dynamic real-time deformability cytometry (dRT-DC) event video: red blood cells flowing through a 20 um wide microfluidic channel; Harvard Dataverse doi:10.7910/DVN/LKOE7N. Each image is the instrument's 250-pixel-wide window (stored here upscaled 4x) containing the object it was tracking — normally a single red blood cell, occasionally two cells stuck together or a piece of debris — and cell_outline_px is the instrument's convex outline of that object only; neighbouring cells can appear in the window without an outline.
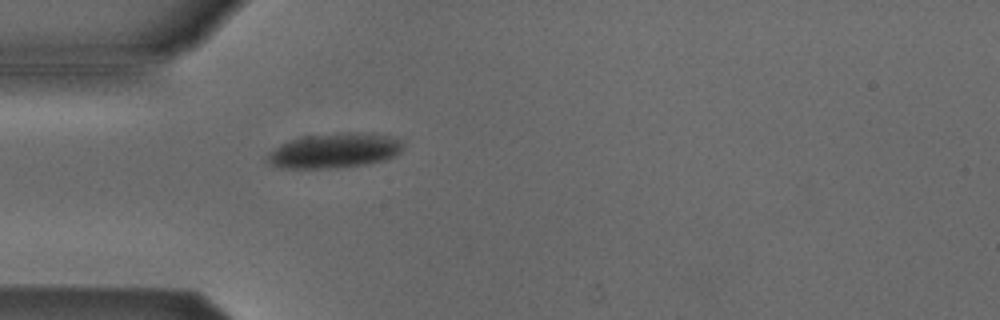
{"species": "Egyptian fruit bat (a non-hibernating species)", "species_latin": "Rousettus aegyptiacus", "temperature_condition": "cold", "stored_images_in_passage": 1, "camera_frame_rate_fps": 3000, "um_per_image_px": 0.085, "animal": {"sex": "male"}, "frame": {"image": 1, "passage_image": 1, "time_ms": 0.0, "image_size_px": [1000, 320], "cell_outline_px": [[404, 148], [400, 152], [384, 160], [364, 164], [336, 168], [280, 168], [272, 164], [268, 160], [268, 152], [280, 144], [304, 136], [348, 132], [372, 132], [388, 136], [400, 140]], "centroid_in_image_um": [28.44, 12.79], "position_along_channel_um": 56.6, "area_um2": 27.4}}